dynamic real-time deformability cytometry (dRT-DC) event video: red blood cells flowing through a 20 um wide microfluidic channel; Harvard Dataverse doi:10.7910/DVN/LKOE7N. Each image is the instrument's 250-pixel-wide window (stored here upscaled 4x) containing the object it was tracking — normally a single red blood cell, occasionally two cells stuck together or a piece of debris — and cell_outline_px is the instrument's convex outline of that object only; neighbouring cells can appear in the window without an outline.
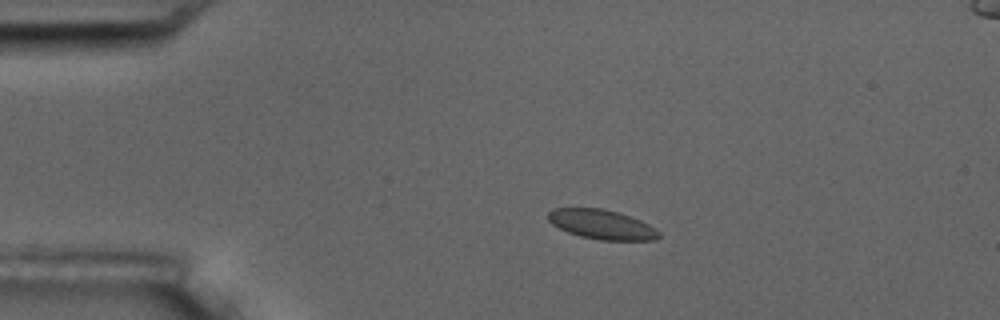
{"species": "common noctule bat (a hibernating species)", "species_latin": "Nyctalus noctula", "temperature_condition": "room temperature", "stored_images_in_passage": 10, "camera_frame_rate_fps": 3000, "um_per_image_px": 0.085, "animal": {"sex": "male", "body_mass_g": 17.5, "forearm_length_mm": 52.3}, "frame": {"image": 1, "passage_image": 4, "time_ms": 3.667, "image_size_px": [1000, 320], "cell_outline_px": [[660, 236], [656, 240], [600, 240], [580, 236], [568, 232], [552, 224], [548, 220], [548, 212], [552, 208], [600, 208], [616, 212], [640, 220], [648, 224], [660, 232]], "centroid_in_image_um": [51.13, 19.08], "position_along_channel_um": 33.9, "area_um2": 18.9}}
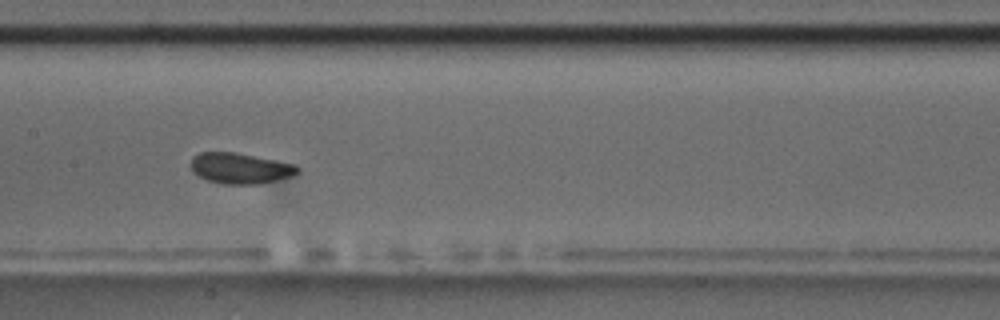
{"frame": {"image": 2, "passage_image": 9, "time_ms": 9.333, "image_size_px": [1000, 320], "cell_outline_px": [[300, 168], [296, 172], [288, 176], [256, 184], [224, 184], [208, 180], [196, 176], [192, 172], [192, 156], [200, 152], [236, 152], [292, 164]], "centroid_in_image_um": [20.31, 14.29], "position_along_channel_um": 187.1, "area_um2": 18.67}}
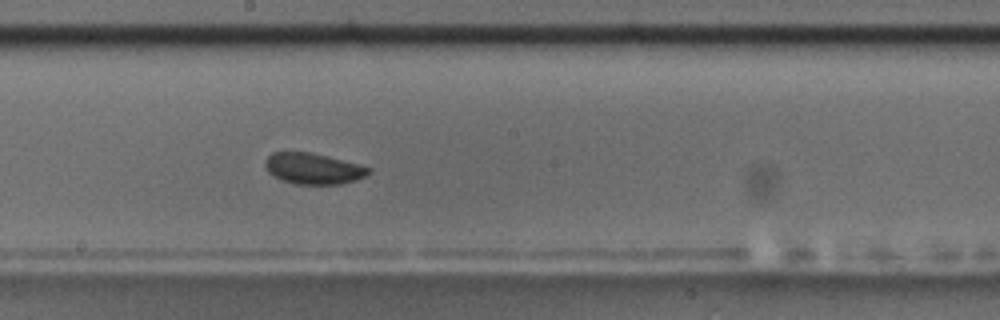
{"frame": {"image": 3, "passage_image": 10, "time_ms": 10.333, "image_size_px": [1000, 320], "cell_outline_px": [[372, 168], [368, 176], [356, 180], [340, 184], [296, 184], [280, 180], [268, 172], [264, 164], [264, 160], [272, 152], [312, 152]], "centroid_in_image_um": [26.61, 14.33], "position_along_channel_um": 221.6, "area_um2": 18.79}}